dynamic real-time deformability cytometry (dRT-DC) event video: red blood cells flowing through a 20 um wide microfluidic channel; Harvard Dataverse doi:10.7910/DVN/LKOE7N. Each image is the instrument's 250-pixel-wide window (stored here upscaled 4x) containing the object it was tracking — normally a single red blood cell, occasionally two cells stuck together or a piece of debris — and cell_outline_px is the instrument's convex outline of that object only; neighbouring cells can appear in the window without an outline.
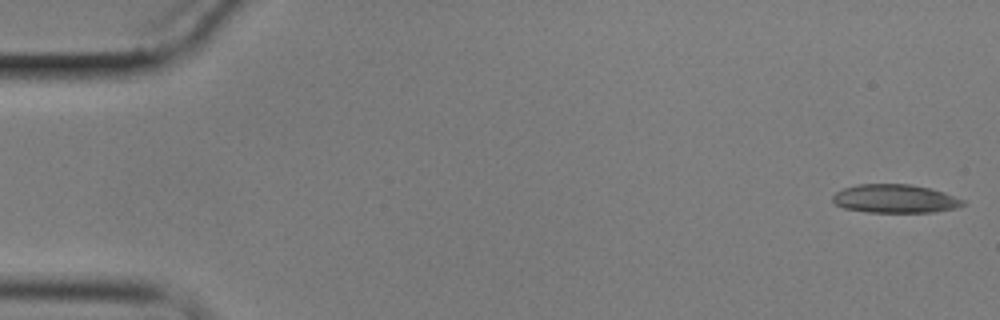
{"species": "common noctule bat (a hibernating species)", "species_latin": "Nyctalus noctula", "temperature_condition": "cold", "stored_images_in_passage": 59, "camera_frame_rate_fps": 3000, "um_per_image_px": 0.085, "animal": {"sex": "male", "body_mass_g": 17.9}, "frame": {"image": 1, "passage_image": 1, "time_ms": 0.0, "image_size_px": [1000, 320], "cell_outline_px": [[968, 204], [956, 208], [932, 212], [868, 212], [844, 208], [836, 204], [832, 200], [832, 196], [836, 192], [844, 188], [860, 184], [908, 184], [928, 188], [944, 192], [964, 200]], "centroid_in_image_um": [76.1, 16.89], "position_along_channel_um": 8.9, "area_um2": 21.56}}
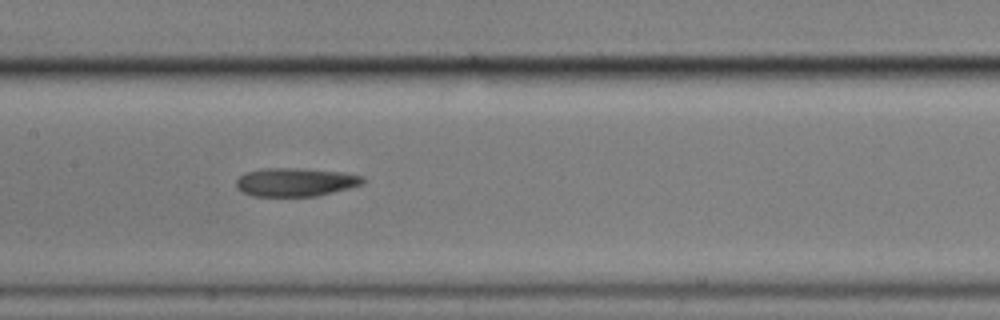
{"frame": {"image": 2, "passage_image": 29, "time_ms": 9.333, "image_size_px": [1000, 320], "cell_outline_px": [[368, 180], [364, 184], [316, 196], [252, 196], [236, 188], [236, 180], [244, 172], [264, 168], [304, 168], [344, 172], [364, 176]], "centroid_in_image_um": [25.15, 15.46], "position_along_channel_um": 182.3, "area_um2": 21.27}}
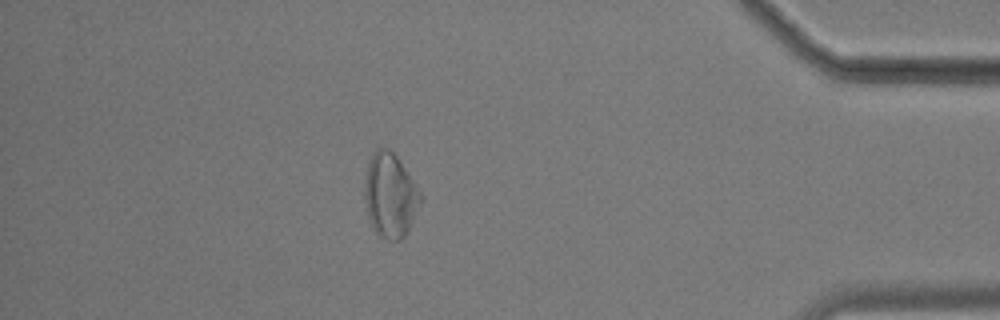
{"frame": {"image": 3, "passage_image": 52, "time_ms": 17.0, "image_size_px": [1000, 320], "cell_outline_px": [[424, 200], [408, 232], [400, 240], [388, 240], [380, 236], [372, 228], [368, 216], [364, 196], [364, 180], [368, 164], [376, 148], [388, 148], [396, 156], [424, 196]], "centroid_in_image_um": [33.19, 16.64], "position_along_channel_um": 402.0, "area_um2": 27.74}, "authors_computed_cell_mechanics": {"area_um2": 22.0796, "velocity_mm_per_s": 3.3888, "shape_relaxation_time_tau1_ms": null, "shape_relaxation_time_tau2_ms": 9.3777, "deformation_change_tau1": null, "deformation_change_tau2": 0.1683}}